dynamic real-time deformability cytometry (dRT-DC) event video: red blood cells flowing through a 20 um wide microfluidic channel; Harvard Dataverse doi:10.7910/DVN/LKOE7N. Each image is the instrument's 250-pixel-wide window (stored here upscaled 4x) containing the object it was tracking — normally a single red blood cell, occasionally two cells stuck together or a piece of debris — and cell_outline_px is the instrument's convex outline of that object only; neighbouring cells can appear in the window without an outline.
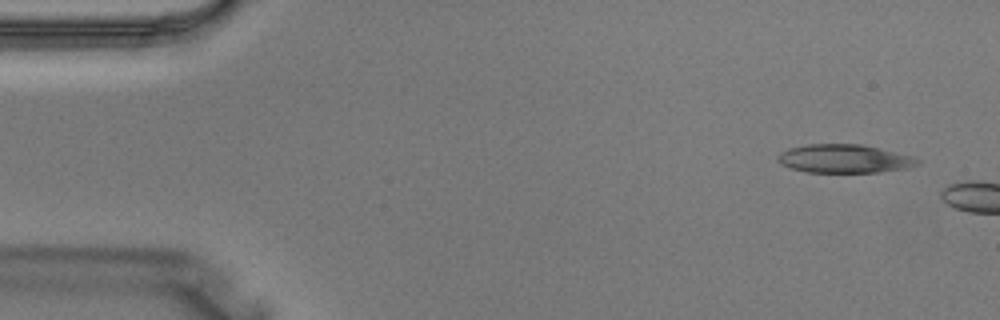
{"species": "Egyptian fruit bat (a non-hibernating species)", "species_latin": "Rousettus aegyptiacus", "temperature_condition": "warm", "stored_images_in_passage": 2, "camera_frame_rate_fps": 3000, "um_per_image_px": 0.085, "animal": {"sex": "male"}, "frame": {"image": 1, "passage_image": 1, "time_ms": 0.0, "image_size_px": [1000, 320], "cell_outline_px": [[920, 164], [908, 168], [876, 172], [804, 172], [780, 164], [776, 160], [776, 156], [780, 152], [788, 148], [808, 144], [860, 144], [912, 156], [920, 160]], "centroid_in_image_um": [71.72, 13.49], "position_along_channel_um": 13.3, "area_um2": 23.18}}